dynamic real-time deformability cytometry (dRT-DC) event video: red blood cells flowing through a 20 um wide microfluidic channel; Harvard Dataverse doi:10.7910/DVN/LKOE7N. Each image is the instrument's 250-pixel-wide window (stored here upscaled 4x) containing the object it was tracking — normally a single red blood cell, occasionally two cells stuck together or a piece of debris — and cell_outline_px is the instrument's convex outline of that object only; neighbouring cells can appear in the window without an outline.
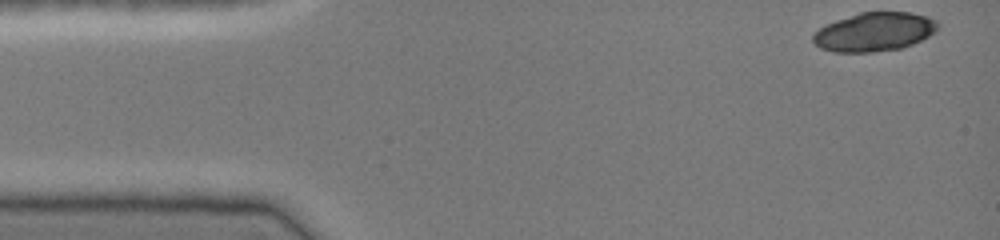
{"species": "common noctule bat (a hibernating species)", "species_latin": "Nyctalus noctula", "temperature_condition": "cold", "stored_images_in_passage": 40, "camera_frame_rate_fps": 3000, "um_per_image_px": 0.085, "animal": {"sex": "female", "body_mass_g": 19.0, "forearm_length_mm": 51.5}, "frame": {"image": 1, "passage_image": 1, "time_ms": 0.0, "image_size_px": [1000, 240], "cell_outline_px": [[940, 28], [936, 32], [912, 44], [900, 48], [872, 52], [832, 52], [820, 48], [812, 40], [812, 36], [824, 24], [860, 12], [912, 12], [928, 16], [936, 20], [940, 24]], "centroid_in_image_um": [74.34, 2.7], "position_along_channel_um": 10.7, "area_um2": 28.38}}